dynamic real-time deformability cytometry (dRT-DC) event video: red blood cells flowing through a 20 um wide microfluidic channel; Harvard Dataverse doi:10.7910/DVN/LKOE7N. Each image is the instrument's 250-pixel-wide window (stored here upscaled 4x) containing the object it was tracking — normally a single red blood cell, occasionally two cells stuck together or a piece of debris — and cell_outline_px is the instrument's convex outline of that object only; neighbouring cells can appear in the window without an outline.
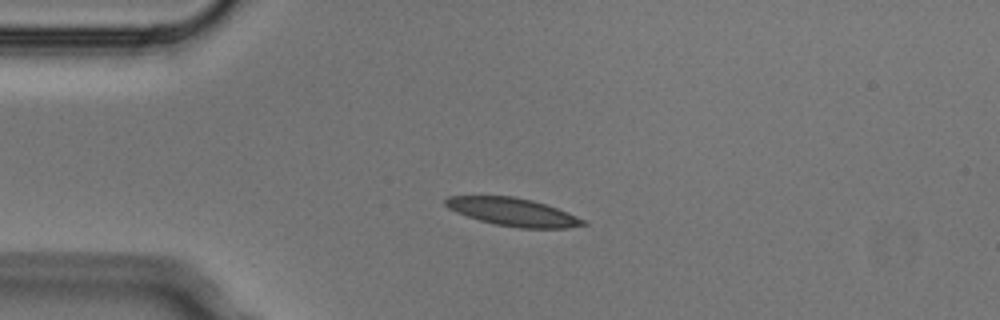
{"species": "Egyptian fruit bat (a non-hibernating species)", "species_latin": "Rousettus aegyptiacus", "temperature_condition": "cold", "stored_images_in_passage": 5, "camera_frame_rate_fps": 3000, "um_per_image_px": 0.085, "animal": {"sex": "male"}, "frame": {"image": 1, "passage_image": 3, "time_ms": 0.667, "image_size_px": [1000, 320], "cell_outline_px": [[588, 224], [568, 228], [520, 228], [496, 224], [480, 220], [456, 212], [448, 208], [444, 204], [444, 200], [448, 196], [512, 196], [532, 200], [556, 208], [576, 216], [584, 220]], "centroid_in_image_um": [43.58, 18.02], "position_along_channel_um": 41.4, "area_um2": 22.14}}
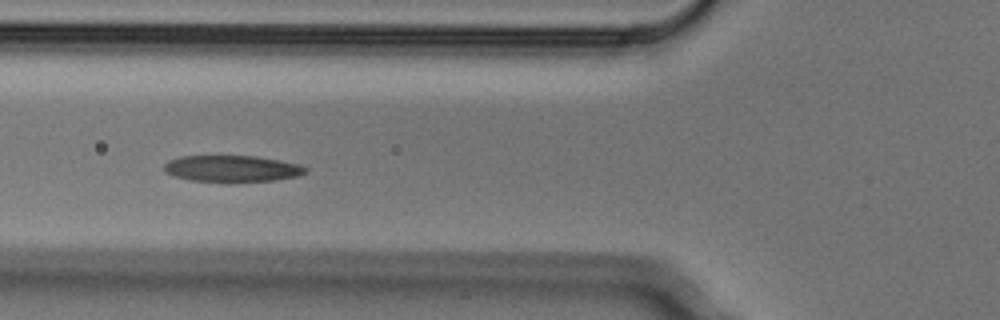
{"frame": {"image": 2, "passage_image": 5, "time_ms": 1.333, "image_size_px": [1000, 320], "cell_outline_px": [[308, 172], [296, 176], [272, 180], [188, 180], [172, 176], [164, 172], [164, 164], [168, 160], [180, 156], [256, 156], [280, 160], [296, 164], [308, 168]], "centroid_in_image_um": [19.66, 14.3], "position_along_channel_um": 106.1, "area_um2": 21.27}}